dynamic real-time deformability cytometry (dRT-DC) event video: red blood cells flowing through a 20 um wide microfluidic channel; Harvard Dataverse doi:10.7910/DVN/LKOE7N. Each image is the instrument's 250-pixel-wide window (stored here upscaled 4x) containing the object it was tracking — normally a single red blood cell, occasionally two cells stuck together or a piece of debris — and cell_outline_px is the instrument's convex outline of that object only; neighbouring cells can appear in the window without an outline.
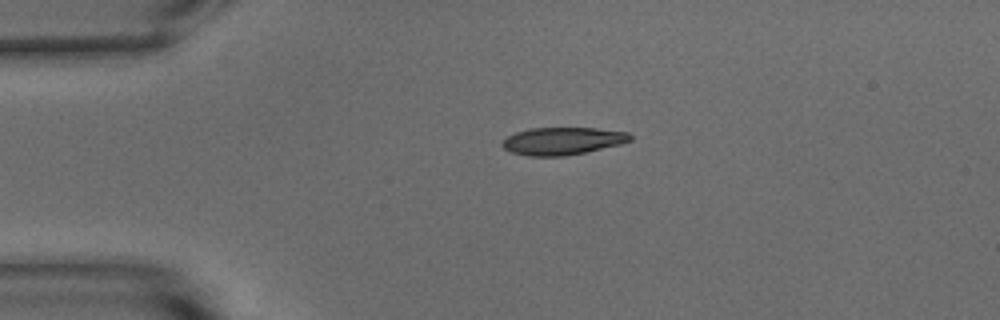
{"species": "common noctule bat (a hibernating species)", "species_latin": "Nyctalus noctula", "temperature_condition": "warm", "stored_images_in_passage": 42, "camera_frame_rate_fps": 3000, "um_per_image_px": 0.085, "animal": {"sex": "male", "body_mass_g": 15.6}, "frame": {"image": 1, "passage_image": 1, "time_ms": 0.0, "image_size_px": [1000, 320], "cell_outline_px": [[632, 140], [620, 144], [584, 152], [564, 156], [528, 156], [512, 152], [504, 148], [500, 144], [508, 136], [516, 132], [528, 128], [596, 128], [628, 132], [632, 136]], "centroid_in_image_um": [47.81, 11.98], "position_along_channel_um": 37.2, "area_um2": 20.4}}
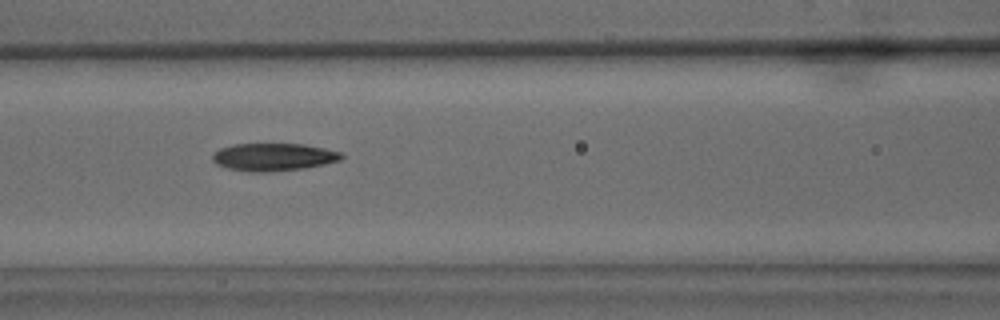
{"frame": {"image": 2, "passage_image": 12, "time_ms": 3.667, "image_size_px": [1000, 320], "cell_outline_px": [[344, 156], [340, 160], [324, 164], [304, 168], [264, 172], [248, 172], [228, 168], [216, 164], [212, 160], [212, 156], [220, 148], [232, 144], [304, 144], [324, 148], [340, 152]], "centroid_in_image_um": [23.23, 13.34], "position_along_channel_um": 143.4, "area_um2": 20.69}}
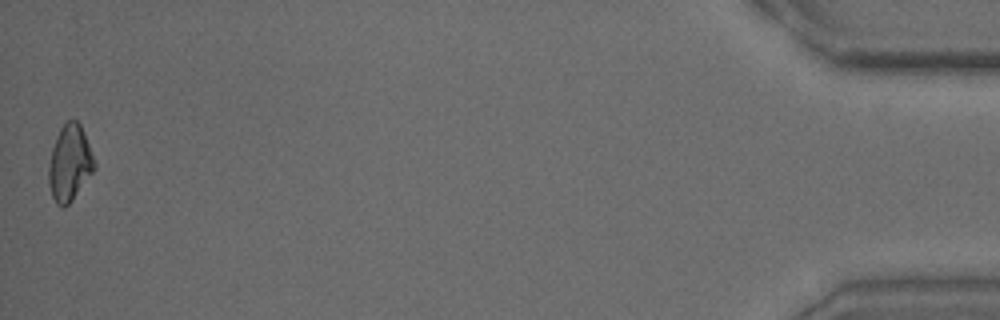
{"frame": {"image": 3, "passage_image": 42, "time_ms": 13.667, "image_size_px": [1000, 320], "cell_outline_px": [[96, 168], [72, 200], [64, 208], [60, 208], [56, 204], [52, 196], [48, 184], [48, 168], [52, 148], [56, 136], [60, 128], [68, 120], [76, 120], [80, 124], [96, 164]], "centroid_in_image_um": [5.9, 13.89], "position_along_channel_um": 429.3, "area_um2": 20.17}, "authors_computed_cell_mechanics": {"area_um2": 20.6635, "velocity_mm_per_s": 3.7979, "shape_relaxation_time_tau1_ms": 5.6459, "shape_relaxation_time_tau2_ms": 1.673, "deformation_change_tau1": 0.1602, "deformation_change_tau2": 0.0844}}